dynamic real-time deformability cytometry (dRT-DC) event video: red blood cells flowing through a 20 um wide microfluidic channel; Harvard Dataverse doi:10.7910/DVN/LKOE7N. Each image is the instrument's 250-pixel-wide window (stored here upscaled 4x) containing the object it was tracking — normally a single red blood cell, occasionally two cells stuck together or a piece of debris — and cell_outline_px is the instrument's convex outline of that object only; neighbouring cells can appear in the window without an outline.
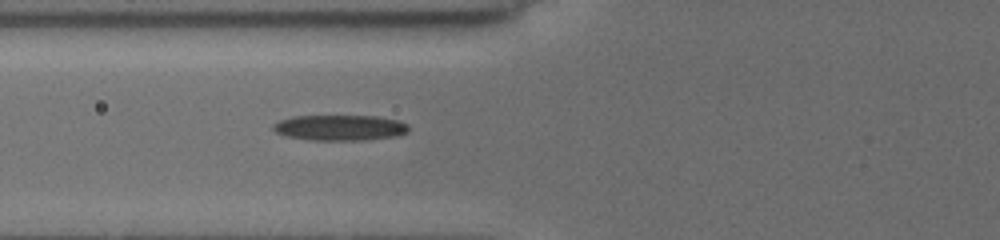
{"species": "common noctule bat (a hibernating species)", "species_latin": "Nyctalus noctula", "temperature_condition": "cold", "stored_images_in_passage": 10, "camera_frame_rate_fps": 3000, "um_per_image_px": 0.085, "animal": {"sex": "female", "body_mass_g": 19.5, "forearm_length_mm": 54.1}, "frame": {"image": 1, "passage_image": 10, "time_ms": 8.0, "image_size_px": [1000, 240], "cell_outline_px": [[408, 132], [396, 136], [368, 140], [308, 140], [288, 136], [276, 132], [272, 128], [272, 124], [280, 120], [292, 116], [376, 116], [400, 120], [408, 124]], "centroid_in_image_um": [28.91, 10.85], "position_along_channel_um": 96.9, "area_um2": 20.35}}